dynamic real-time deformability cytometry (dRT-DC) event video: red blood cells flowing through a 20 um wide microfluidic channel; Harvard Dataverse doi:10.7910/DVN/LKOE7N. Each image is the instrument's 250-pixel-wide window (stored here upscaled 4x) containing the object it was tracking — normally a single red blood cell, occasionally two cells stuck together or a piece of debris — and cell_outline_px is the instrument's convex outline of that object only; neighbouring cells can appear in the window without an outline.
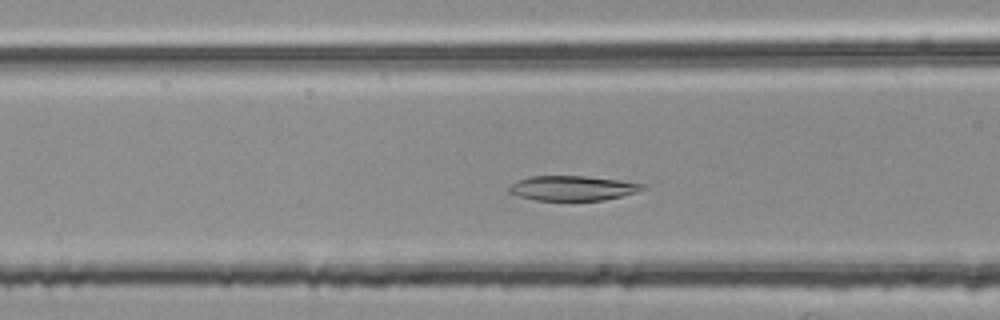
{"species": "common noctule bat (a hibernating species)", "species_latin": "Nyctalus noctula", "temperature_condition": "room temperature", "stored_images_in_passage": 45, "camera_frame_rate_fps": 3000, "um_per_image_px": 0.085, "animal": {"sex": "female", "body_mass_g": 25.1}, "frame": {"image": 1, "passage_image": 16, "time_ms": 5.0, "image_size_px": [1000, 320], "cell_outline_px": [[648, 184], [644, 188], [636, 192], [604, 200], [536, 200], [520, 196], [508, 192], [508, 188], [512, 184], [528, 176], [584, 176], [620, 180]], "centroid_in_image_um": [48.69, 15.98], "position_along_channel_um": 117.9, "area_um2": 19.13}}
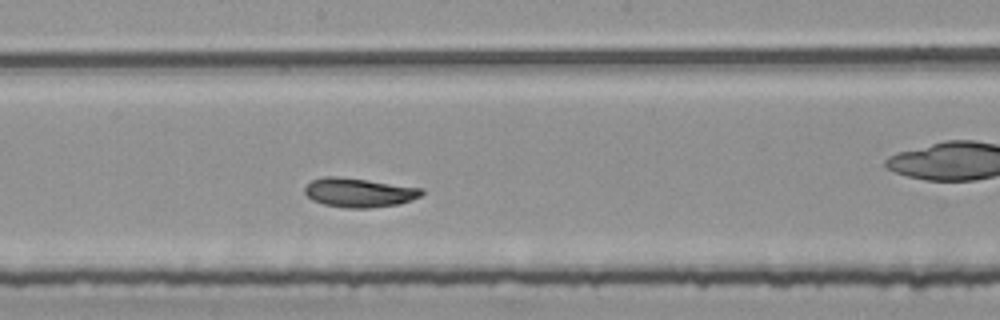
{"frame": {"image": 2, "passage_image": 24, "time_ms": 7.667, "image_size_px": [1000, 320], "cell_outline_px": [[424, 192], [420, 196], [412, 200], [400, 204], [368, 208], [344, 208], [324, 204], [312, 200], [304, 192], [304, 188], [312, 180], [324, 176], [340, 176], [424, 188]], "centroid_in_image_um": [30.53, 16.36], "position_along_channel_um": 217.7, "area_um2": 20.0}}
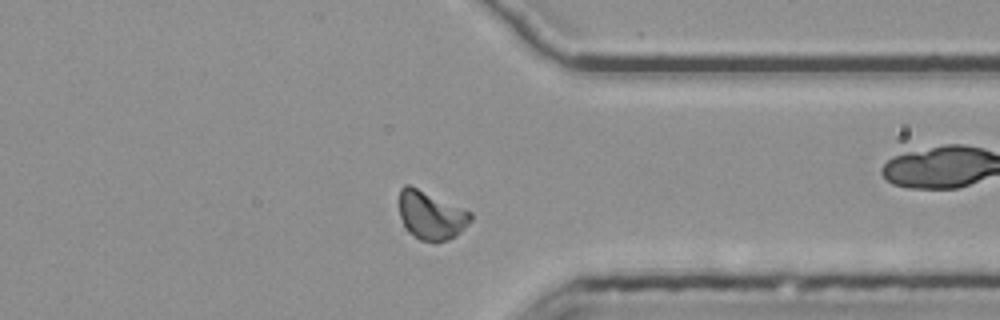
{"frame": {"image": 3, "passage_image": 37, "time_ms": 12.0, "image_size_px": [1000, 320], "cell_outline_px": [[472, 220], [456, 236], [448, 240], [420, 240], [412, 236], [404, 224], [400, 216], [400, 188], [404, 184], [408, 184], [464, 208], [472, 212]], "centroid_in_image_um": [36.65, 18.29], "position_along_channel_um": 374.7, "area_um2": 19.94}, "authors_computed_cell_mechanics": {"area_um2": 19.941, "velocity_mm_per_s": 3.7428, "shape_relaxation_time_tau1_ms": 3.0966, "shape_relaxation_time_tau2_ms": 3.2414, "deformation_change_tau1": 0.1286, "deformation_change_tau2": 0.0555}}